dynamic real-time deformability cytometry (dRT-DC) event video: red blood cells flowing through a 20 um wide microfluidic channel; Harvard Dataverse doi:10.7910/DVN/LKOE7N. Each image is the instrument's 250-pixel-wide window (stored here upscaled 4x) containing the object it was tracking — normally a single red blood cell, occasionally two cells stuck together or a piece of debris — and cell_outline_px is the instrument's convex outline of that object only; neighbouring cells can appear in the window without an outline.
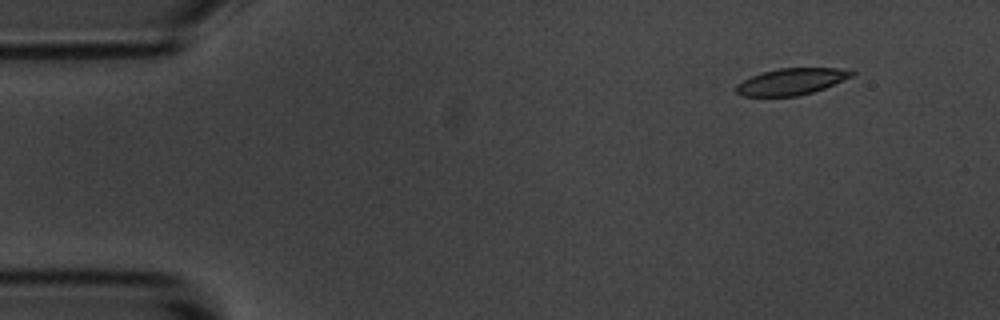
{"species": "common noctule bat (a hibernating species)", "species_latin": "Nyctalus noctula", "temperature_condition": "room temperature", "stored_images_in_passage": 51, "camera_frame_rate_fps": 3000, "um_per_image_px": 0.085, "animal": {"sex": "male", "body_mass_g": 20.1, "forearm_length_mm": 53.5}, "frame": {"image": 1, "passage_image": 1, "time_ms": 0.0, "image_size_px": [1000, 320], "cell_outline_px": [[856, 72], [852, 76], [824, 88], [812, 92], [796, 96], [740, 96], [736, 92], [736, 84], [760, 72], [780, 68], [836, 68]], "centroid_in_image_um": [67.22, 6.93], "position_along_channel_um": 17.8, "area_um2": 17.69}}
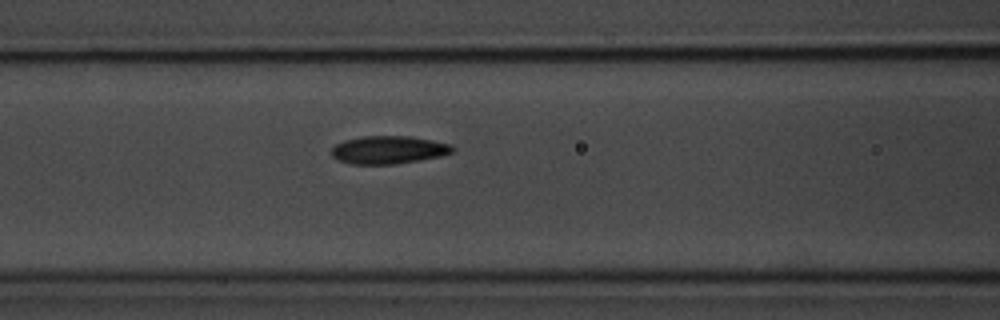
{"frame": {"image": 2, "passage_image": 18, "time_ms": 5.667, "image_size_px": [1000, 320], "cell_outline_px": [[456, 148], [452, 152], [440, 156], [396, 164], [352, 164], [340, 160], [332, 156], [332, 148], [336, 144], [344, 140], [360, 136], [412, 136], [452, 144]], "centroid_in_image_um": [33.05, 12.72], "position_along_channel_um": 133.6, "area_um2": 19.71}}
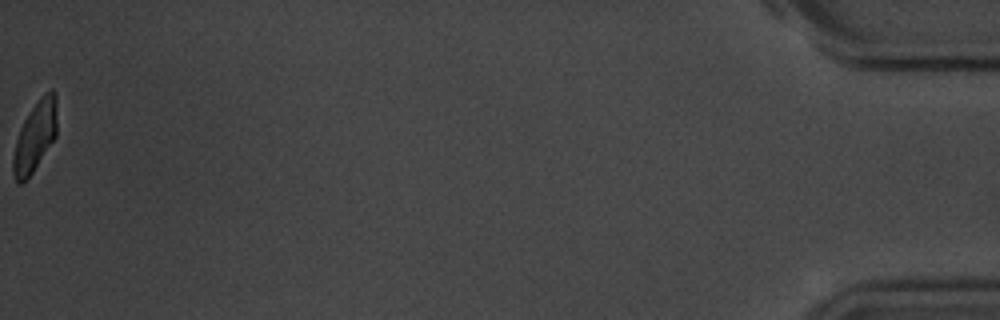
{"frame": {"image": 3, "passage_image": 51, "time_ms": 16.667, "image_size_px": [1000, 320], "cell_outline_px": [[56, 136], [28, 180], [24, 184], [16, 184], [12, 176], [12, 156], [16, 140], [20, 128], [28, 112], [40, 96], [44, 92], [52, 88], [56, 92]], "centroid_in_image_um": [2.95, 11.64], "position_along_channel_um": 432.3, "area_um2": 18.44}, "authors_computed_cell_mechanics": {"area_um2": 19.363, "velocity_mm_per_s": 3.6336, "shape_relaxation_time_tau1_ms": 2.9693, "shape_relaxation_time_tau2_ms": 2.0984, "deformation_change_tau1": 0.1308, "deformation_change_tau2": 0.0823}}